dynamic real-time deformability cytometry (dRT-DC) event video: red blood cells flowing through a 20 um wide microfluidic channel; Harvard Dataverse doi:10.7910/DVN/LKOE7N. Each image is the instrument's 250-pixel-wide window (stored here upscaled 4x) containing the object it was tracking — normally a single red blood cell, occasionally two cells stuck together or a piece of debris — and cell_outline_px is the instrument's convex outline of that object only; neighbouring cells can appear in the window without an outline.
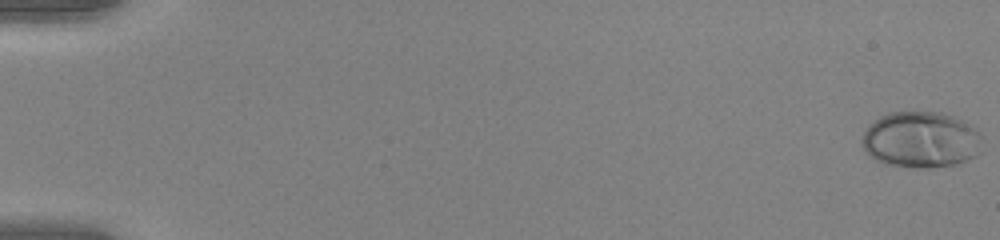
{"species": "human", "species_latin": "Homo sapiens", "temperature_condition": "warm", "stored_images_in_passage": 54, "camera_frame_rate_fps": 3000, "um_per_image_px": 0.085, "donor": {"sex": "female"}, "frame": {"image": 1, "passage_image": 1, "time_ms": 0.0, "image_size_px": [1000, 240], "cell_outline_px": [[984, 152], [968, 160], [956, 164], [928, 168], [912, 168], [884, 164], [876, 160], [864, 152], [860, 140], [868, 124], [880, 116], [888, 112], [944, 112], [956, 116], [972, 124], [984, 136]], "centroid_in_image_um": [78.34, 11.88], "position_along_channel_um": 6.7, "area_um2": 40.81}}
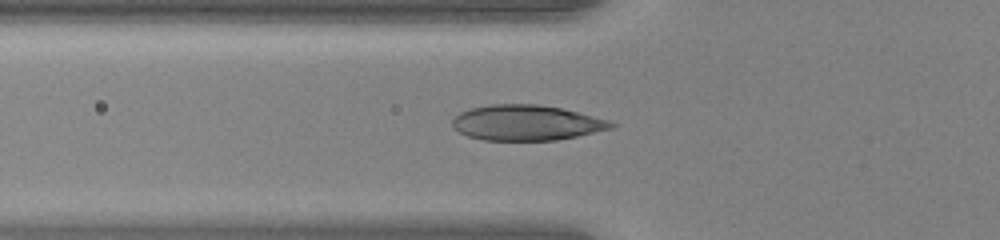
{"frame": {"image": 2, "passage_image": 21, "time_ms": 6.667, "image_size_px": [1000, 240], "cell_outline_px": [[616, 124], [612, 128], [576, 136], [556, 140], [484, 140], [468, 136], [452, 128], [452, 120], [460, 112], [472, 108], [492, 104], [536, 104], [560, 108], [608, 120]], "centroid_in_image_um": [44.7, 10.43], "position_along_channel_um": 81.1, "area_um2": 32.37}}
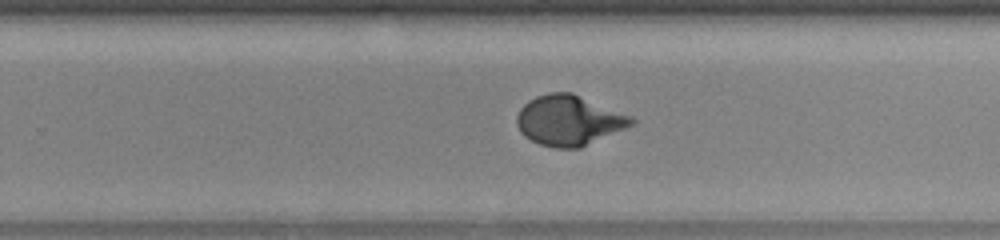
{"frame": {"image": 3, "passage_image": 36, "time_ms": 11.667, "image_size_px": [1000, 240], "cell_outline_px": [[636, 124], [580, 148], [556, 148], [540, 144], [524, 136], [520, 132], [516, 124], [516, 116], [520, 108], [528, 100], [536, 96], [548, 92], [572, 92], [632, 116], [636, 120]], "centroid_in_image_um": [48.37, 10.23], "position_along_channel_um": 281.4, "area_um2": 33.81}, "authors_computed_cell_mechanics": {"area_um2": 33.2639, "velocity_mm_per_s": 4.0019, "shape_relaxation_time_tau1_ms": 4.039, "shape_relaxation_time_tau2_ms": null, "deformation_change_tau1": 0.2353, "deformation_change_tau2": null}}